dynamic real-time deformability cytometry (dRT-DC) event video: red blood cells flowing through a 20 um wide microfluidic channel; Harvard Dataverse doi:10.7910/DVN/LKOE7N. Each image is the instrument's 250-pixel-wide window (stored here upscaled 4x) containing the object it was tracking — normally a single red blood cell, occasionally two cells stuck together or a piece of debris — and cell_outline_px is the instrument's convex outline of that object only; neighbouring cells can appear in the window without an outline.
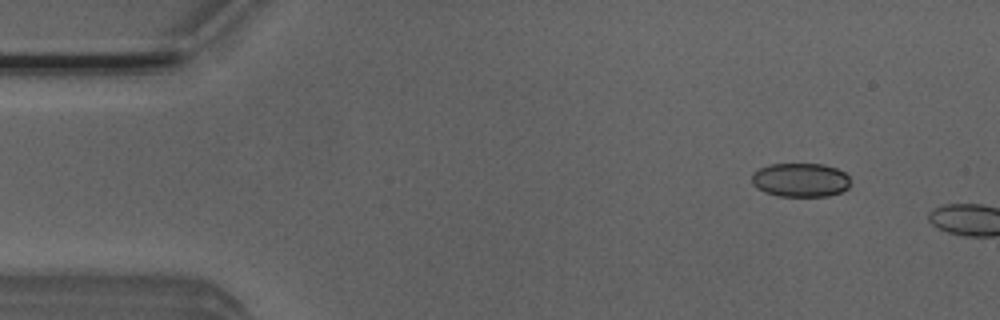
{"species": "Egyptian fruit bat (a non-hibernating species)", "species_latin": "Rousettus aegyptiacus", "temperature_condition": "room temperature", "stored_images_in_passage": 3, "camera_frame_rate_fps": 3000, "um_per_image_px": 0.085, "animal": {"sex": "male"}, "frame": {"image": 1, "passage_image": 2, "time_ms": 0.333, "image_size_px": [1000, 320], "cell_outline_px": [[848, 188], [840, 192], [828, 196], [780, 196], [764, 192], [756, 188], [752, 184], [752, 172], [760, 168], [772, 164], [824, 164], [836, 168], [844, 172], [848, 176]], "centroid_in_image_um": [68.01, 15.3], "position_along_channel_um": 17.0, "area_um2": 19.48}}